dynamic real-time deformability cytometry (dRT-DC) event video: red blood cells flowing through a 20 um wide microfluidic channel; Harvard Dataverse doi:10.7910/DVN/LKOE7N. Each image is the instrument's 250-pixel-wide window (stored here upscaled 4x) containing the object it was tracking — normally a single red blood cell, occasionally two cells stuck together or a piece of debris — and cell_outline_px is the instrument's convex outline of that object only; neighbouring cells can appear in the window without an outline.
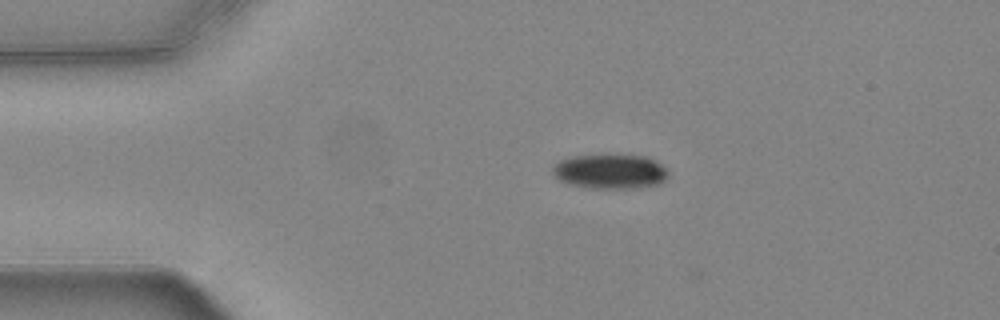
{"species": "common noctule bat (a hibernating species)", "species_latin": "Nyctalus noctula", "temperature_condition": "warm", "stored_images_in_passage": 46, "camera_frame_rate_fps": 3000, "um_per_image_px": 0.085, "animal": {"sex": "female", "body_mass_g": 24.6, "forearm_length_mm": 56.2}, "frame": {"image": 1, "passage_image": 1, "time_ms": 0.0, "image_size_px": [1000, 320], "cell_outline_px": [[668, 176], [660, 184], [636, 188], [588, 188], [568, 184], [552, 176], [552, 168], [560, 160], [572, 156], [604, 152], [608, 152], [648, 156], [656, 160], [668, 172]], "centroid_in_image_um": [51.84, 14.53], "position_along_channel_um": 33.2, "area_um2": 24.33}}
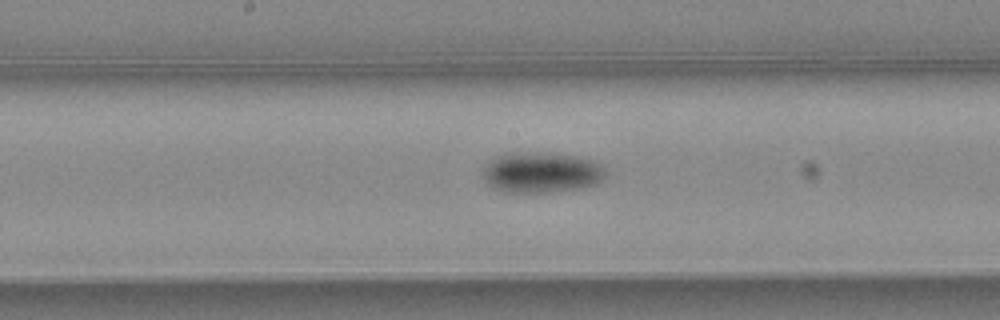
{"frame": {"image": 2, "passage_image": 18, "time_ms": 5.667, "image_size_px": [1000, 320], "cell_outline_px": [[608, 172], [604, 180], [596, 184], [584, 188], [548, 192], [504, 192], [492, 188], [484, 180], [480, 172], [484, 164], [488, 160], [504, 152], [540, 152], [580, 156], [592, 160], [600, 164]], "centroid_in_image_um": [45.99, 14.64], "position_along_channel_um": 202.2, "area_um2": 30.0}}
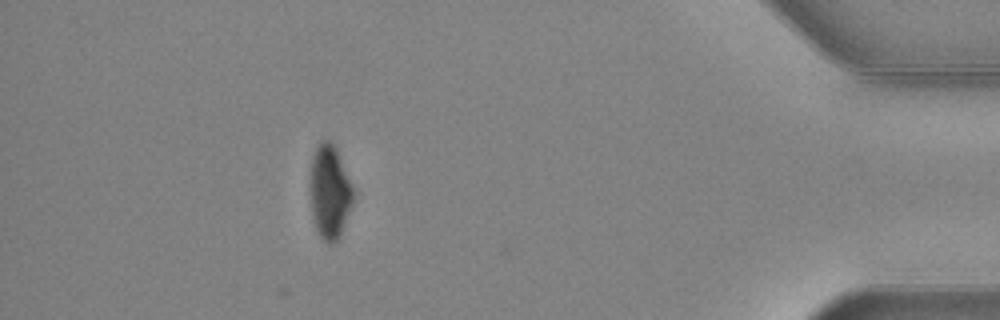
{"frame": {"image": 3, "passage_image": 39, "time_ms": 12.667, "image_size_px": [1000, 320], "cell_outline_px": [[356, 196], [340, 236], [332, 244], [328, 244], [320, 236], [316, 228], [312, 216], [308, 184], [312, 156], [320, 140], [328, 140], [336, 148], [356, 192]], "centroid_in_image_um": [28.02, 16.31], "position_along_channel_um": 407.2, "area_um2": 24.22}, "authors_computed_cell_mechanics": {"area_um2": 26.4724, "velocity_mm_per_s": 3.7273, "shape_relaxation_time_tau1_ms": 2.9813, "shape_relaxation_time_tau2_ms": null, "deformation_change_tau1": 0.112, "deformation_change_tau2": null}}